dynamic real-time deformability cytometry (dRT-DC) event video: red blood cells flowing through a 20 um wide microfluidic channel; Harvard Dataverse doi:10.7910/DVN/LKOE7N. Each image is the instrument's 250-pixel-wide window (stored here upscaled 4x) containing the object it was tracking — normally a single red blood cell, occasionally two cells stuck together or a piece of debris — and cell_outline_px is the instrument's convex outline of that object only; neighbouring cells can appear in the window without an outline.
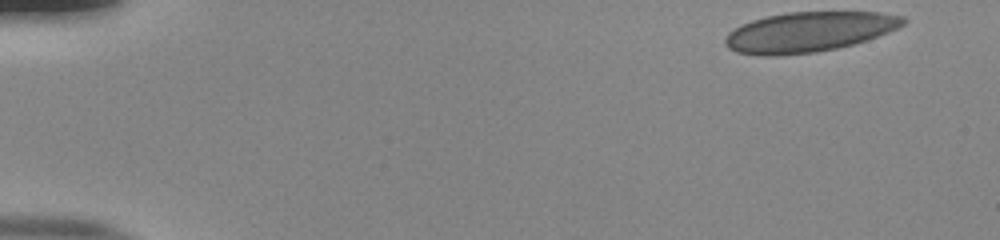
{"species": "human", "species_latin": "Homo sapiens", "temperature_condition": "room temperature", "stored_images_in_passage": 50, "camera_frame_rate_fps": 3000, "um_per_image_px": 0.085, "donor": {"sex": "male"}, "frame": {"image": 1, "passage_image": 1, "time_ms": 0.0, "image_size_px": [1000, 240], "cell_outline_px": [[908, 20], [904, 24], [888, 32], [852, 44], [836, 48], [816, 52], [776, 56], [764, 56], [736, 52], [728, 48], [724, 44], [724, 40], [728, 32], [740, 24], [752, 20], [768, 16], [788, 12], [880, 12], [904, 16]], "centroid_in_image_um": [68.71, 2.71], "position_along_channel_um": 16.3, "area_um2": 41.5}}
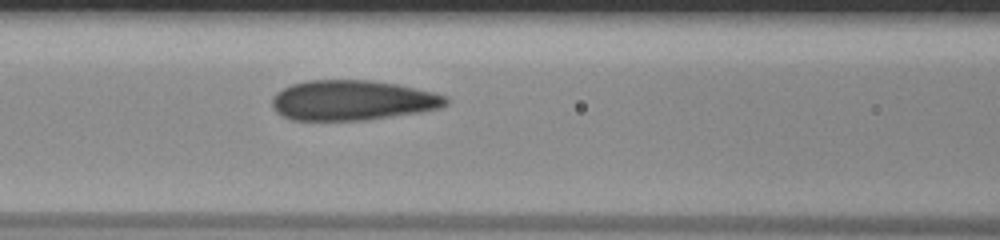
{"frame": {"image": 2, "passage_image": 21, "time_ms": 6.667, "image_size_px": [1000, 240], "cell_outline_px": [[448, 104], [440, 108], [420, 112], [364, 120], [292, 120], [276, 112], [272, 108], [272, 96], [276, 92], [292, 84], [308, 80], [372, 80], [396, 84], [432, 92], [444, 96], [448, 100]], "centroid_in_image_um": [29.92, 8.53], "position_along_channel_um": 136.7, "area_um2": 40.52}}
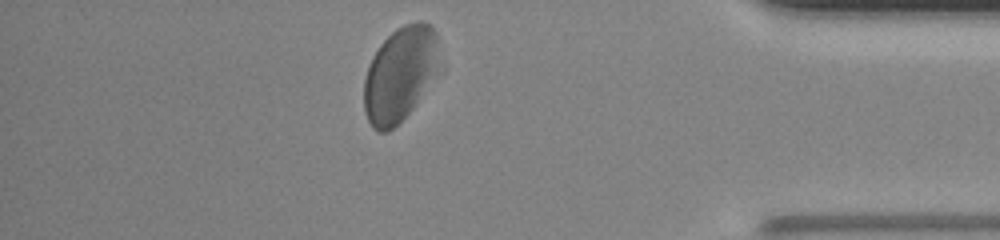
{"frame": {"image": 3, "passage_image": 44, "time_ms": 14.333, "image_size_px": [1000, 240], "cell_outline_px": [[444, 72], [412, 108], [388, 132], [380, 132], [372, 128], [364, 112], [364, 80], [372, 56], [380, 44], [396, 28], [404, 24], [416, 20], [424, 20], [436, 32], [444, 64]], "centroid_in_image_um": [34.11, 6.26], "position_along_channel_um": 401.1, "area_um2": 43.12}, "authors_computed_cell_mechanics": {"area_um2": 41.905, "velocity_mm_per_s": 3.8406, "shape_relaxation_time_tau1_ms": 2.9865, "shape_relaxation_time_tau2_ms": 0.7924, "deformation_change_tau1": 0.1149, "deformation_change_tau2": 0.0614}}